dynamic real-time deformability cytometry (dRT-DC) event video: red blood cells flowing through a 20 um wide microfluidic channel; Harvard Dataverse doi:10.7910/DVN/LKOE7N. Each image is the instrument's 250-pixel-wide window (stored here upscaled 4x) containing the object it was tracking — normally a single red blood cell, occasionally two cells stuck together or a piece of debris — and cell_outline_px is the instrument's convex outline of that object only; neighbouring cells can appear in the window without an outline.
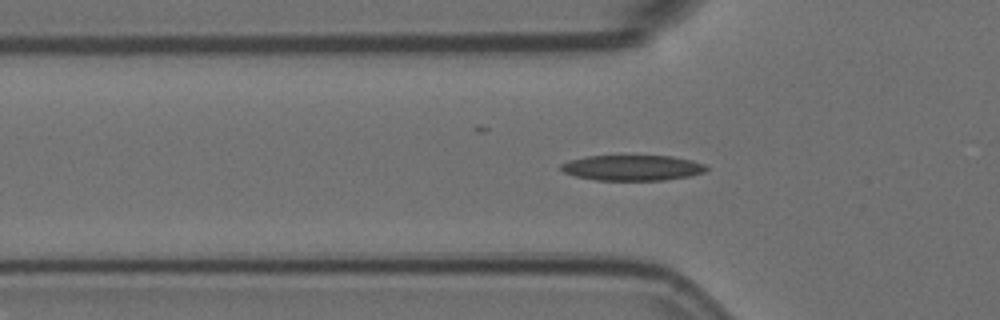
{"species": "Egyptian fruit bat (a non-hibernating species)", "species_latin": "Rousettus aegyptiacus", "temperature_condition": "room temperature", "stored_images_in_passage": 2, "camera_frame_rate_fps": 3000, "um_per_image_px": 0.085, "animal": {"sex": "female"}, "frame": {"image": 1, "passage_image": 2, "time_ms": 0.333, "image_size_px": [1000, 320], "cell_outline_px": [[708, 168], [704, 172], [692, 176], [664, 180], [596, 180], [576, 176], [564, 172], [560, 168], [560, 164], [568, 160], [588, 156], [672, 156], [692, 160], [704, 164]], "centroid_in_image_um": [53.76, 14.26], "position_along_channel_um": 72.0, "area_um2": 21.62}}